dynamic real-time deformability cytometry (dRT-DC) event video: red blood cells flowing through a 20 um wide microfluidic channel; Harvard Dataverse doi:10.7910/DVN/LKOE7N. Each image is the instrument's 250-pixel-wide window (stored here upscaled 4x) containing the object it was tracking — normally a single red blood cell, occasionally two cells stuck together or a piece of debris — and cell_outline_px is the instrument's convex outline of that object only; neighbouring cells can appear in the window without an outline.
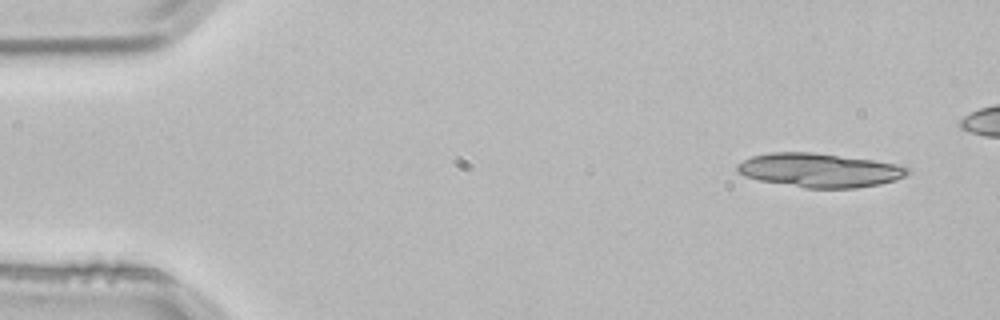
{"species": "common noctule bat (a hibernating species)", "species_latin": "Nyctalus noctula", "temperature_condition": "room temperature", "stored_images_in_passage": 4, "camera_frame_rate_fps": 3000, "um_per_image_px": 0.085, "animal": {"sex": "male", "body_mass_g": 21.5, "forearm_length_mm": 52.0}, "frame": {"image": 1, "passage_image": 1, "time_ms": 0.0, "image_size_px": [1000, 320], "cell_outline_px": [[908, 172], [904, 176], [896, 180], [880, 184], [856, 188], [804, 188], [760, 180], [744, 176], [736, 168], [736, 164], [752, 156], [772, 152], [812, 152], [872, 160], [896, 164], [908, 168]], "centroid_in_image_um": [69.64, 14.47], "position_along_channel_um": 15.4, "area_um2": 33.47}}